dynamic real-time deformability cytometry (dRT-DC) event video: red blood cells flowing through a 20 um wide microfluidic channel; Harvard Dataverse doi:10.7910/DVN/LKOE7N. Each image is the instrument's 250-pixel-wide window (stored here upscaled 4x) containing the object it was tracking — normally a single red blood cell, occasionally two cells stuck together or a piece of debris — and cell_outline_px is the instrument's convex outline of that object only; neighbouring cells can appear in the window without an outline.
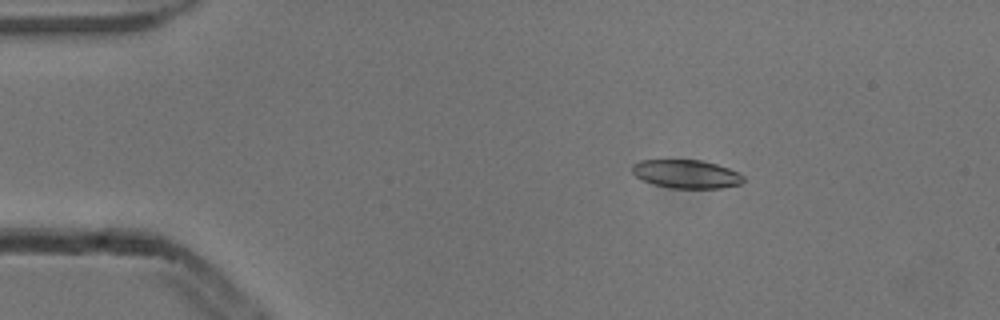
{"species": "common noctule bat (a hibernating species)", "species_latin": "Nyctalus noctula", "temperature_condition": "cold", "stored_images_in_passage": 2, "camera_frame_rate_fps": 3000, "um_per_image_px": 0.085, "animal": {"sex": "male", "body_mass_g": 13.3}, "frame": {"image": 1, "passage_image": 1, "time_ms": 0.0, "image_size_px": [1000, 320], "cell_outline_px": [[744, 180], [740, 184], [720, 188], [672, 188], [652, 184], [636, 176], [632, 172], [632, 164], [640, 160], [700, 160], [716, 164], [728, 168], [744, 176]], "centroid_in_image_um": [58.32, 14.79], "position_along_channel_um": 26.7, "area_um2": 18.32}}